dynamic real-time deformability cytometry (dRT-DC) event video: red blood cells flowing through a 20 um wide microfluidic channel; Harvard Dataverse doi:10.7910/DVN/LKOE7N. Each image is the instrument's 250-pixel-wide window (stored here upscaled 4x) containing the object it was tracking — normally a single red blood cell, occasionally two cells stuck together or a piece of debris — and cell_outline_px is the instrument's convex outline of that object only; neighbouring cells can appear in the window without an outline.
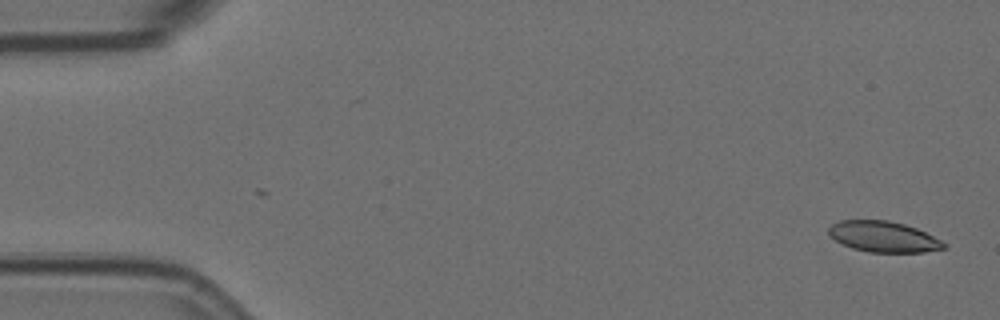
{"species": "Egyptian fruit bat (a non-hibernating species)", "species_latin": "Rousettus aegyptiacus", "temperature_condition": "room temperature", "stored_images_in_passage": 56, "camera_frame_rate_fps": 3000, "um_per_image_px": 0.085, "animal": {"sex": "female"}, "frame": {"image": 1, "passage_image": 1, "time_ms": 0.0, "image_size_px": [1000, 320], "cell_outline_px": [[948, 244], [944, 248], [924, 252], [868, 252], [852, 248], [836, 240], [828, 232], [828, 228], [832, 224], [840, 220], [888, 220], [904, 224], [916, 228]], "centroid_in_image_um": [75.09, 20.12], "position_along_channel_um": 9.9, "area_um2": 20.46}}
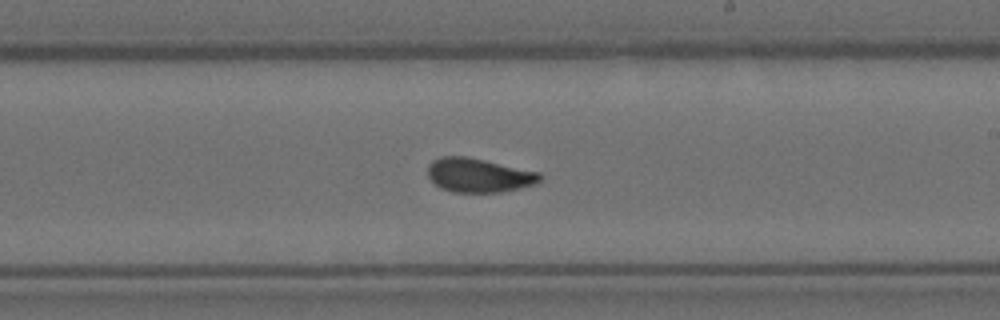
{"frame": {"image": 2, "passage_image": 32, "time_ms": 10.333, "image_size_px": [1000, 320], "cell_outline_px": [[544, 180], [536, 184], [500, 192], [452, 192], [440, 188], [428, 176], [428, 164], [432, 160], [440, 156], [468, 156], [540, 172], [544, 176]], "centroid_in_image_um": [40.72, 14.88], "position_along_channel_um": 248.3, "area_um2": 22.54}}
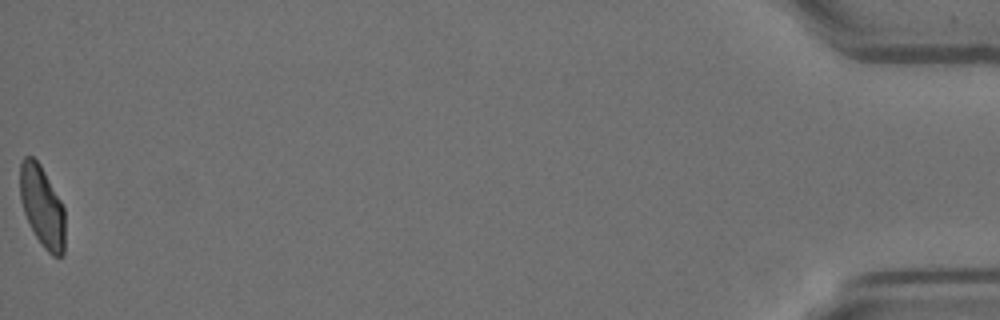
{"frame": {"image": 3, "passage_image": 56, "time_ms": 18.333, "image_size_px": [1000, 320], "cell_outline_px": [[64, 256], [52, 256], [44, 248], [36, 236], [24, 212], [20, 200], [20, 164], [24, 156], [32, 156], [40, 164], [60, 200], [64, 208]], "centroid_in_image_um": [3.58, 17.55], "position_along_channel_um": 431.6, "area_um2": 21.04}, "authors_computed_cell_mechanics": {"area_um2": 22.1085, "velocity_mm_per_s": 3.57, "shape_relaxation_time_tau1_ms": 5.4473, "shape_relaxation_time_tau2_ms": 1.62, "deformation_change_tau1": 0.158, "deformation_change_tau2": 0.0598}}